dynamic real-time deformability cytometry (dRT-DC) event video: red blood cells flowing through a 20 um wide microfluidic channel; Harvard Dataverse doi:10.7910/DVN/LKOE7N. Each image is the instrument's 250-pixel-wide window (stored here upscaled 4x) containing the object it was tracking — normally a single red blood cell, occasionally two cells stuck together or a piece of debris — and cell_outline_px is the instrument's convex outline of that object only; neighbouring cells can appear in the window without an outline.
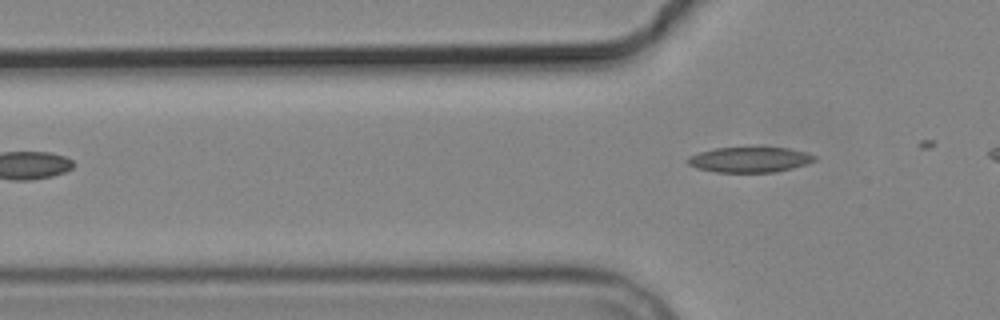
{"species": "common noctule bat (a hibernating species)", "species_latin": "Nyctalus noctula", "temperature_condition": "cold", "stored_images_in_passage": 4, "camera_frame_rate_fps": 3000, "um_per_image_px": 0.085, "animal": {"sex": "male", "body_mass_g": 19.2, "forearm_length_mm": 51.8}, "frame": {"image": 1, "passage_image": 4, "time_ms": 3.667, "image_size_px": [1000, 320], "cell_outline_px": [[816, 160], [792, 168], [776, 172], [716, 172], [696, 168], [688, 164], [688, 156], [700, 152], [716, 148], [788, 148], [804, 152], [816, 156]], "centroid_in_image_um": [63.7, 13.58], "position_along_channel_um": 62.1, "area_um2": 18.44}}